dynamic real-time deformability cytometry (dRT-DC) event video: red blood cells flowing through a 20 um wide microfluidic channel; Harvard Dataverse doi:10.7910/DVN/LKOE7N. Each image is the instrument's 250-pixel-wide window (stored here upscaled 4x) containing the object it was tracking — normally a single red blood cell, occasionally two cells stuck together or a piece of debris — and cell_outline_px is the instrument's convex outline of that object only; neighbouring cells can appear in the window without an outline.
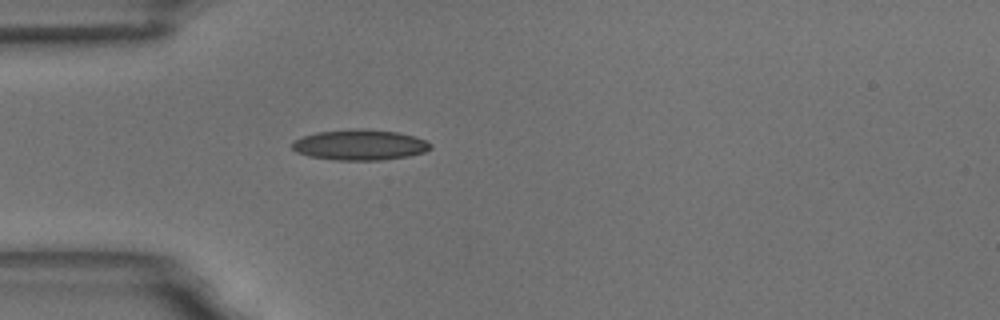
{"species": "common noctule bat (a hibernating species)", "species_latin": "Nyctalus noctula", "temperature_condition": "room temperature", "stored_images_in_passage": 4, "camera_frame_rate_fps": 3000, "um_per_image_px": 0.085, "animal": {"sex": "male", "body_mass_g": 18.8}, "frame": {"image": 1, "passage_image": 4, "time_ms": 3.333, "image_size_px": [1000, 320], "cell_outline_px": [[432, 148], [424, 152], [408, 156], [380, 160], [336, 160], [308, 156], [296, 152], [292, 148], [292, 144], [296, 140], [304, 136], [316, 132], [396, 132], [416, 136], [432, 144]], "centroid_in_image_um": [30.61, 12.37], "position_along_channel_um": 54.4, "area_um2": 23.41}}